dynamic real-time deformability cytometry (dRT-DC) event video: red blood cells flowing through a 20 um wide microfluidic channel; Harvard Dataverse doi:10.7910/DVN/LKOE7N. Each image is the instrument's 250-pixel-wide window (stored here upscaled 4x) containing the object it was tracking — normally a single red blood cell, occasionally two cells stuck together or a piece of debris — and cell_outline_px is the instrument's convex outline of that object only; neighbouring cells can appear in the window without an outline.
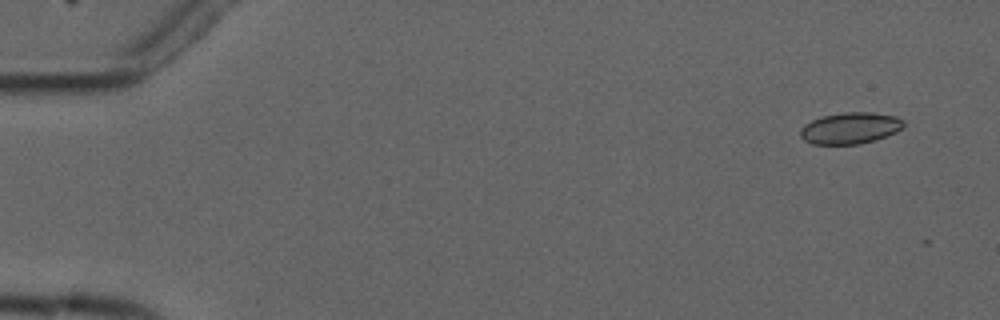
{"species": "common noctule bat (a hibernating species)", "species_latin": "Nyctalus noctula", "temperature_condition": "cold", "stored_images_in_passage": 5, "camera_frame_rate_fps": 3000, "um_per_image_px": 0.085, "animal": {"sex": "male", "forearm_length_mm": 52.5}, "frame": {"image": 1, "passage_image": 1, "time_ms": 0.0, "image_size_px": [1000, 320], "cell_outline_px": [[904, 124], [896, 132], [876, 140], [860, 144], [812, 144], [804, 140], [800, 136], [800, 128], [804, 124], [812, 120], [824, 116], [844, 112], [872, 112], [896, 116], [904, 120]], "centroid_in_image_um": [72.26, 10.89], "position_along_channel_um": 12.7, "area_um2": 18.96}}